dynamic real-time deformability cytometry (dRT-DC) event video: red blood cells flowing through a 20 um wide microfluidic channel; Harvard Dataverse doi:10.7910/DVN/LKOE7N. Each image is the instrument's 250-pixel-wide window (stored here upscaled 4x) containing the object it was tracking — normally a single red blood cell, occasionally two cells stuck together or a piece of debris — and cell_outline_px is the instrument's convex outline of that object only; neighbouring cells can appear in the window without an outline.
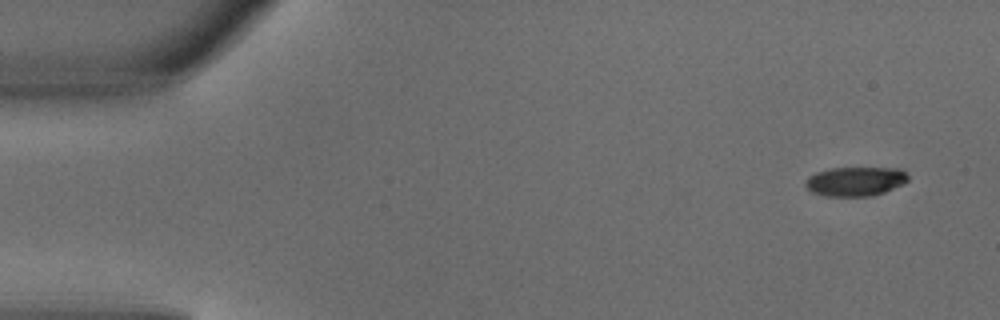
{"species": "common noctule bat (a hibernating species)", "species_latin": "Nyctalus noctula", "temperature_condition": "warm", "stored_images_in_passage": 6, "camera_frame_rate_fps": 3000, "um_per_image_px": 0.085, "animal": {"sex": "male", "body_mass_g": 18.8}, "frame": {"image": 1, "passage_image": 1, "time_ms": 0.0, "image_size_px": [1000, 320], "cell_outline_px": [[908, 180], [904, 184], [884, 192], [872, 196], [828, 196], [812, 192], [804, 184], [808, 176], [816, 172], [832, 168], [900, 168], [908, 176]], "centroid_in_image_um": [72.71, 15.41], "position_along_channel_um": 12.3, "area_um2": 17.46}}
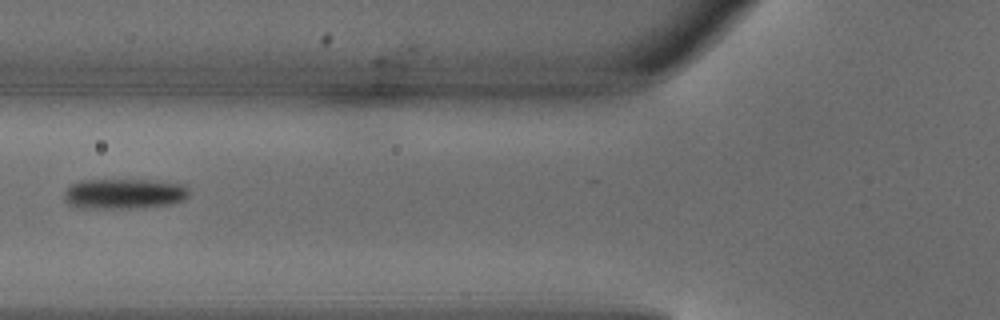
{"frame": {"image": 2, "passage_image": 5, "time_ms": 1.333, "image_size_px": [1000, 320], "cell_outline_px": [[188, 196], [184, 200], [172, 204], [132, 208], [84, 208], [68, 204], [64, 200], [64, 192], [72, 184], [80, 180], [148, 180], [184, 184], [188, 188]], "centroid_in_image_um": [10.55, 16.47], "position_along_channel_um": 115.3, "area_um2": 22.02}}
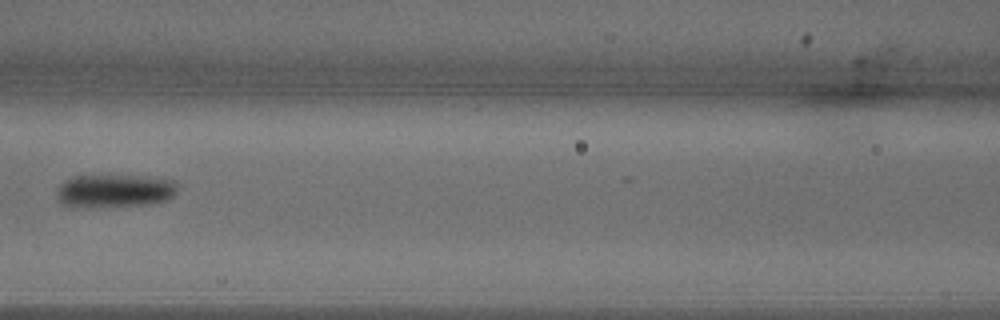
{"frame": {"image": 3, "passage_image": 6, "time_ms": 1.667, "image_size_px": [1000, 320], "cell_outline_px": [[176, 192], [172, 196], [164, 200], [152, 204], [100, 208], [80, 208], [60, 204], [56, 192], [60, 184], [64, 180], [72, 176], [136, 176], [176, 180]], "centroid_in_image_um": [9.68, 16.25], "position_along_channel_um": 156.9, "area_um2": 23.7}}